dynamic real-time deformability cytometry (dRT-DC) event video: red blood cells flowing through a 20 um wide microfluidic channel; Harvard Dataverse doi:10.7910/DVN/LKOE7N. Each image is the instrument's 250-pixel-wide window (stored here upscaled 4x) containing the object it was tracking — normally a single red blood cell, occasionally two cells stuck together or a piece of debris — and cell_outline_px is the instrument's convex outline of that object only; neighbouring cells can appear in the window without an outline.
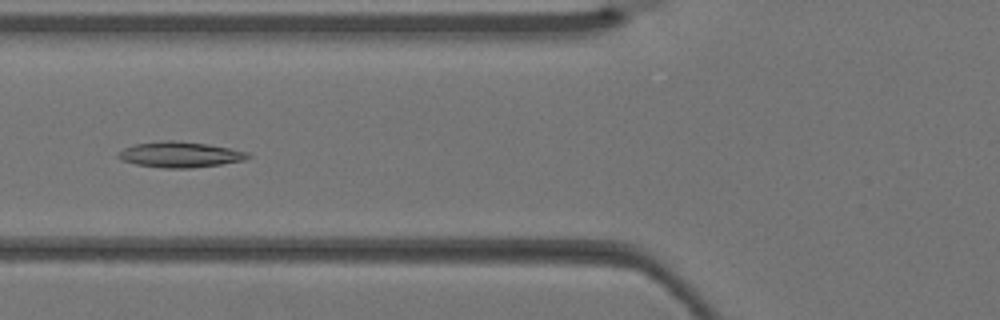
{"species": "Egyptian fruit bat (a non-hibernating species)", "species_latin": "Rousettus aegyptiacus", "temperature_condition": "warm", "stored_images_in_passage": 3, "camera_frame_rate_fps": 3000, "um_per_image_px": 0.085, "animal": {"sex": "female"}, "frame": {"image": 1, "passage_image": 3, "time_ms": 0.667, "image_size_px": [1000, 320], "cell_outline_px": [[252, 156], [244, 160], [220, 164], [192, 168], [164, 168], [136, 164], [120, 160], [116, 156], [124, 148], [136, 144], [164, 140], [176, 140], [208, 144], [232, 148], [248, 152]], "centroid_in_image_um": [15.32, 13.13], "position_along_channel_um": 110.5, "area_um2": 19.42}}